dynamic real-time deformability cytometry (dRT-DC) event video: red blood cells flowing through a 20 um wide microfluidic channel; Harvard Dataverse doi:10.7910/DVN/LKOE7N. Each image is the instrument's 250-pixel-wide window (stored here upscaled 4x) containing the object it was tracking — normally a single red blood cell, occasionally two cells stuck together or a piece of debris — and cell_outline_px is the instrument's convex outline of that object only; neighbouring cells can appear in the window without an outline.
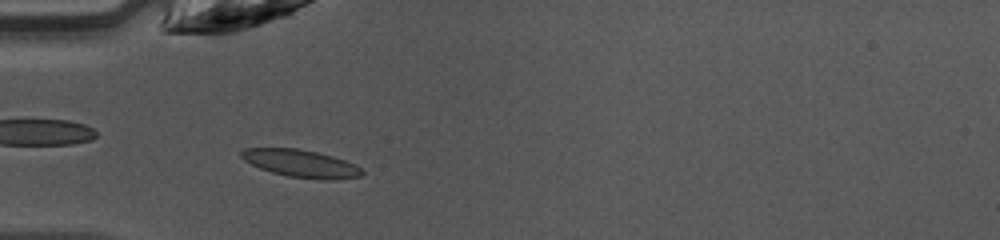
{"species": "common noctule bat (a hibernating species)", "species_latin": "Nyctalus noctula", "temperature_condition": "warm", "stored_images_in_passage": 34, "camera_frame_rate_fps": 3000, "um_per_image_px": 0.085, "animal": {"sex": "female", "body_mass_g": 10.0, "forearm_length_mm": 53.1}, "frame": {"image": 1, "passage_image": 2, "time_ms": 0.333, "image_size_px": [1000, 240], "cell_outline_px": [[364, 172], [360, 176], [336, 180], [320, 180], [288, 176], [272, 172], [260, 168], [244, 160], [240, 156], [240, 152], [244, 148], [296, 148], [316, 152], [332, 156], [356, 164]], "centroid_in_image_um": [25.59, 13.9], "position_along_channel_um": 59.4, "area_um2": 19.36}}
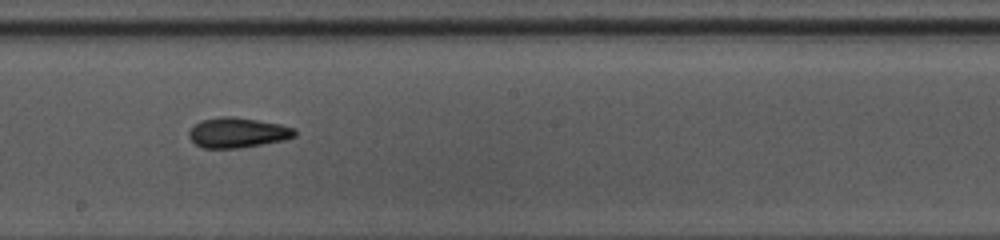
{"frame": {"image": 2, "passage_image": 14, "time_ms": 4.333, "image_size_px": [1000, 240], "cell_outline_px": [[296, 136], [284, 140], [240, 148], [204, 148], [196, 144], [188, 136], [188, 132], [200, 120], [220, 116], [232, 116], [280, 124], [296, 128]], "centroid_in_image_um": [20.2, 11.27], "position_along_channel_um": 228.0, "area_um2": 18.55}}
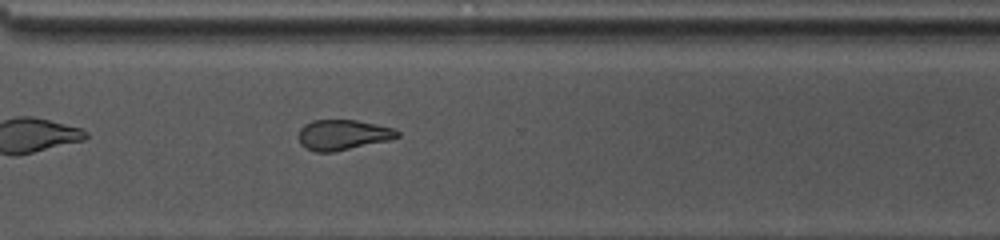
{"frame": {"image": 3, "passage_image": 22, "time_ms": 7.0, "image_size_px": [1000, 240], "cell_outline_px": [[400, 136], [388, 140], [332, 152], [316, 152], [300, 144], [300, 128], [304, 124], [312, 120], [356, 120], [396, 128], [400, 132]], "centroid_in_image_um": [29.17, 11.44], "position_along_channel_um": 341.4, "area_um2": 17.28}, "authors_computed_cell_mechanics": {"area_um2": 18.4382, "velocity_mm_per_s": 4.2663, "shape_relaxation_time_tau1_ms": 5.3513, "shape_relaxation_time_tau2_ms": 4.5514, "deformation_change_tau1": 0.1479, "deformation_change_tau2": 0.1379}}